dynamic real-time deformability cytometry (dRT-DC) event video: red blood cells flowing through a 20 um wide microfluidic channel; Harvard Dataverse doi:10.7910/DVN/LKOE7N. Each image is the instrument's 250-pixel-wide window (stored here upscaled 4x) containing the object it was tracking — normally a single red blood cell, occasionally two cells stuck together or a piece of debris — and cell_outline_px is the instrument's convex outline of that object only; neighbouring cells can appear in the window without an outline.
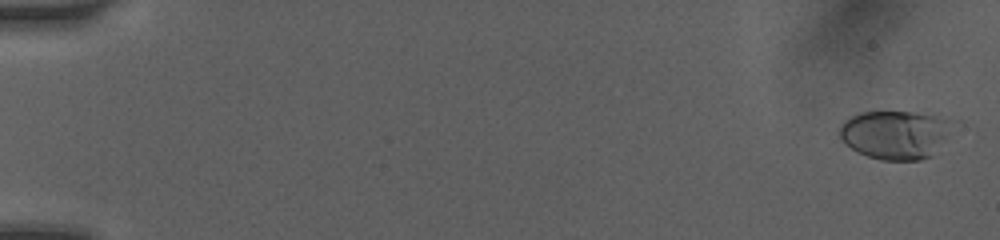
{"species": "human", "species_latin": "Homo sapiens", "temperature_condition": "room temperature", "stored_images_in_passage": 20, "camera_frame_rate_fps": 3000, "um_per_image_px": 0.085, "donor": {"sex": "female"}, "frame": {"image": 1, "passage_image": 1, "time_ms": 0.0, "image_size_px": [1000, 240], "cell_outline_px": [[964, 120], [932, 156], [920, 160], [880, 160], [868, 156], [844, 144], [840, 136], [840, 124], [844, 120], [860, 112], [912, 112], [940, 116]], "centroid_in_image_um": [76.26, 11.42], "position_along_channel_um": 8.7, "area_um2": 33.06}}
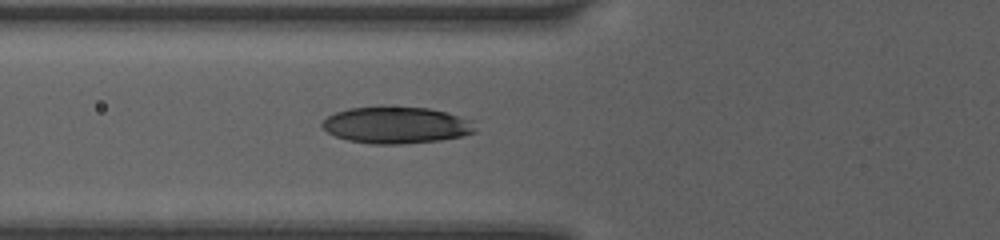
{"frame": {"image": 2, "passage_image": 17, "time_ms": 6.333, "image_size_px": [1000, 240], "cell_outline_px": [[476, 132], [464, 136], [440, 140], [400, 144], [368, 144], [348, 140], [336, 136], [320, 128], [320, 124], [328, 116], [336, 112], [348, 108], [380, 104], [428, 108], [444, 112], [472, 120], [476, 128]], "centroid_in_image_um": [33.65, 10.61], "position_along_channel_um": 92.2, "area_um2": 33.52}}
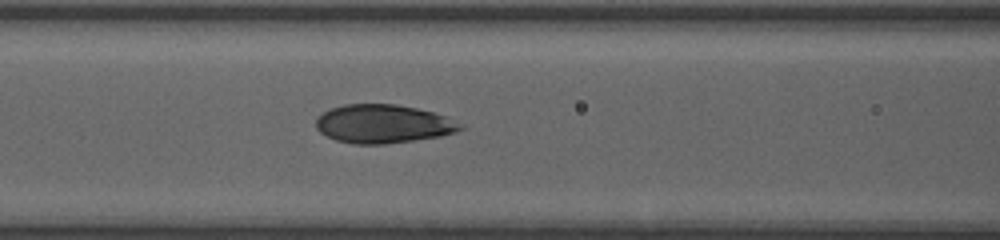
{"frame": {"image": 3, "passage_image": 20, "time_ms": 7.333, "image_size_px": [1000, 240], "cell_outline_px": [[464, 128], [456, 132], [440, 136], [384, 144], [352, 144], [336, 140], [320, 132], [316, 128], [316, 116], [332, 108], [344, 104], [396, 104], [416, 108], [432, 112], [444, 116]], "centroid_in_image_um": [32.5, 10.53], "position_along_channel_um": 134.1, "area_um2": 32.08}}